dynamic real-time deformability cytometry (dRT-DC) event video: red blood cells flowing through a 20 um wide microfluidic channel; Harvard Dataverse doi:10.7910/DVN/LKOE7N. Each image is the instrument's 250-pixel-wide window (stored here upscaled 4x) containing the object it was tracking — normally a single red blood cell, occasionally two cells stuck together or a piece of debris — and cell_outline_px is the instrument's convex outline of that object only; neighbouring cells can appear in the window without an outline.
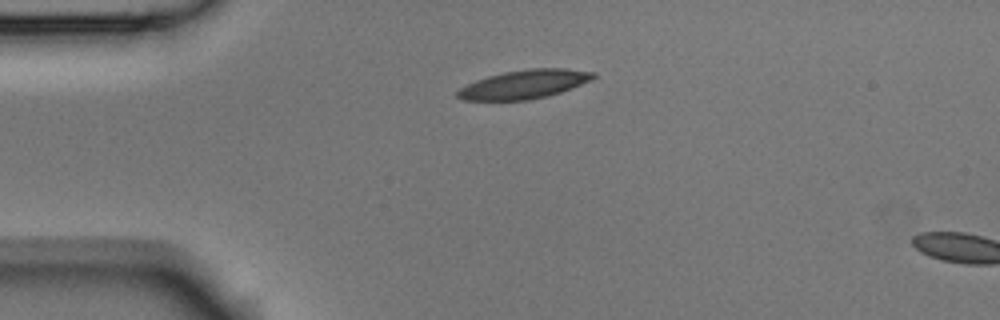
{"species": "Egyptian fruit bat (a non-hibernating species)", "species_latin": "Rousettus aegyptiacus", "temperature_condition": "room temperature", "stored_images_in_passage": 2, "camera_frame_rate_fps": 3000, "um_per_image_px": 0.085, "animal": {"sex": "male"}, "frame": {"image": 1, "passage_image": 1, "time_ms": 0.0, "image_size_px": [1000, 320], "cell_outline_px": [[596, 76], [592, 80], [572, 88], [548, 96], [528, 100], [464, 100], [456, 96], [456, 92], [460, 88], [476, 80], [488, 76], [504, 72], [528, 68], [564, 68], [596, 72]], "centroid_in_image_um": [44.59, 7.16], "position_along_channel_um": 40.4, "area_um2": 22.77}}